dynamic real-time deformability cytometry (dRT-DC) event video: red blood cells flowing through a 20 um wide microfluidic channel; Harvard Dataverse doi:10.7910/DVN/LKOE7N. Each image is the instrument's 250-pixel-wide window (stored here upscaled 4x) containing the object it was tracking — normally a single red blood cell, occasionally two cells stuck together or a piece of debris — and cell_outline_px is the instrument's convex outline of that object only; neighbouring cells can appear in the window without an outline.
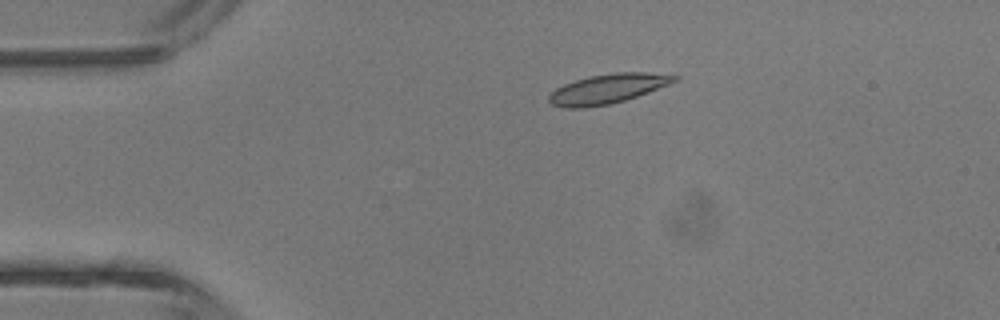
{"species": "common noctule bat (a hibernating species)", "species_latin": "Nyctalus noctula", "temperature_condition": "room temperature", "stored_images_in_passage": 4, "camera_frame_rate_fps": 3000, "um_per_image_px": 0.085, "animal": {"sex": "male", "body_mass_g": 13.3}, "frame": {"image": 1, "passage_image": 3, "time_ms": 2.333, "image_size_px": [1000, 320], "cell_outline_px": [[680, 80], [648, 92], [624, 100], [608, 104], [584, 108], [564, 108], [552, 104], [548, 100], [548, 96], [556, 88], [564, 84], [588, 76], [616, 72], [648, 72], [680, 76]], "centroid_in_image_um": [51.66, 7.54], "position_along_channel_um": 33.3, "area_um2": 21.56}}